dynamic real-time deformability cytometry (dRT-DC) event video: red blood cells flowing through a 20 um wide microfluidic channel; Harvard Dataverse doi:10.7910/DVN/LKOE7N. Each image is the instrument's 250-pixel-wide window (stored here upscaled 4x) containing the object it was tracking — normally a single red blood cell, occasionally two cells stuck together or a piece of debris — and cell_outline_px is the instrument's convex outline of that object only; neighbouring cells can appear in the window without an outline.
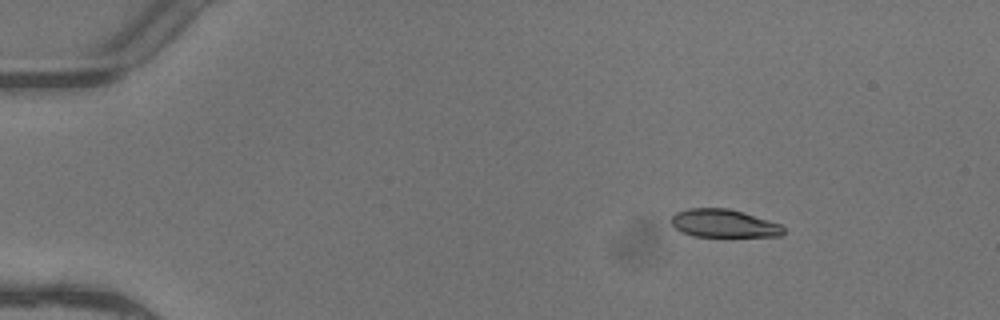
{"species": "common noctule bat (a hibernating species)", "species_latin": "Nyctalus noctula", "temperature_condition": "warm", "stored_images_in_passage": 4, "camera_frame_rate_fps": 3000, "um_per_image_px": 0.085, "animal": {"sex": "female"}, "frame": {"image": 1, "passage_image": 2, "time_ms": 0.333, "image_size_px": [1000, 320], "cell_outline_px": [[784, 232], [780, 236], [692, 236], [680, 232], [672, 224], [672, 216], [676, 212], [688, 208], [728, 208], [744, 212], [780, 224], [784, 228]], "centroid_in_image_um": [61.5, 18.98], "position_along_channel_um": 23.5, "area_um2": 18.26}}